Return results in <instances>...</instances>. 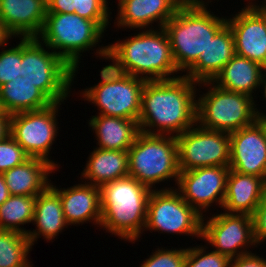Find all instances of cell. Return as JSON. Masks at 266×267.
Returning <instances> with one entry per match:
<instances>
[{
	"instance_id": "39",
	"label": "cell",
	"mask_w": 266,
	"mask_h": 267,
	"mask_svg": "<svg viewBox=\"0 0 266 267\" xmlns=\"http://www.w3.org/2000/svg\"><path fill=\"white\" fill-rule=\"evenodd\" d=\"M12 36L7 27L0 21V47H5Z\"/></svg>"
},
{
	"instance_id": "12",
	"label": "cell",
	"mask_w": 266,
	"mask_h": 267,
	"mask_svg": "<svg viewBox=\"0 0 266 267\" xmlns=\"http://www.w3.org/2000/svg\"><path fill=\"white\" fill-rule=\"evenodd\" d=\"M175 137L180 171L208 166H229V133L205 129L196 123Z\"/></svg>"
},
{
	"instance_id": "43",
	"label": "cell",
	"mask_w": 266,
	"mask_h": 267,
	"mask_svg": "<svg viewBox=\"0 0 266 267\" xmlns=\"http://www.w3.org/2000/svg\"><path fill=\"white\" fill-rule=\"evenodd\" d=\"M247 1H248V0H247ZM250 1H255V0H249V2H248L249 4H248V5H246V6H253V7H257V4H258V3H256V2H254V3H253V2H250Z\"/></svg>"
},
{
	"instance_id": "44",
	"label": "cell",
	"mask_w": 266,
	"mask_h": 267,
	"mask_svg": "<svg viewBox=\"0 0 266 267\" xmlns=\"http://www.w3.org/2000/svg\"><path fill=\"white\" fill-rule=\"evenodd\" d=\"M266 5V0H264V3H262V5H257V7H264Z\"/></svg>"
},
{
	"instance_id": "11",
	"label": "cell",
	"mask_w": 266,
	"mask_h": 267,
	"mask_svg": "<svg viewBox=\"0 0 266 267\" xmlns=\"http://www.w3.org/2000/svg\"><path fill=\"white\" fill-rule=\"evenodd\" d=\"M62 102L37 111L10 115V135L30 158H41L56 169L59 165L49 159L51 146L58 134L57 115Z\"/></svg>"
},
{
	"instance_id": "18",
	"label": "cell",
	"mask_w": 266,
	"mask_h": 267,
	"mask_svg": "<svg viewBox=\"0 0 266 267\" xmlns=\"http://www.w3.org/2000/svg\"><path fill=\"white\" fill-rule=\"evenodd\" d=\"M117 22L118 28L152 29L154 22L158 28L164 27L171 19L179 5L175 0H119Z\"/></svg>"
},
{
	"instance_id": "8",
	"label": "cell",
	"mask_w": 266,
	"mask_h": 267,
	"mask_svg": "<svg viewBox=\"0 0 266 267\" xmlns=\"http://www.w3.org/2000/svg\"><path fill=\"white\" fill-rule=\"evenodd\" d=\"M105 33L94 21L76 13H47L37 37L73 69L77 76L81 53L96 47ZM103 35V36H102Z\"/></svg>"
},
{
	"instance_id": "7",
	"label": "cell",
	"mask_w": 266,
	"mask_h": 267,
	"mask_svg": "<svg viewBox=\"0 0 266 267\" xmlns=\"http://www.w3.org/2000/svg\"><path fill=\"white\" fill-rule=\"evenodd\" d=\"M38 38H22V64L15 78L31 81L52 103L70 95L74 69Z\"/></svg>"
},
{
	"instance_id": "15",
	"label": "cell",
	"mask_w": 266,
	"mask_h": 267,
	"mask_svg": "<svg viewBox=\"0 0 266 267\" xmlns=\"http://www.w3.org/2000/svg\"><path fill=\"white\" fill-rule=\"evenodd\" d=\"M229 135V168L266 181V120H256L252 125Z\"/></svg>"
},
{
	"instance_id": "3",
	"label": "cell",
	"mask_w": 266,
	"mask_h": 267,
	"mask_svg": "<svg viewBox=\"0 0 266 267\" xmlns=\"http://www.w3.org/2000/svg\"><path fill=\"white\" fill-rule=\"evenodd\" d=\"M151 192L152 189L131 176L101 186L100 228L121 240L137 242L145 229Z\"/></svg>"
},
{
	"instance_id": "27",
	"label": "cell",
	"mask_w": 266,
	"mask_h": 267,
	"mask_svg": "<svg viewBox=\"0 0 266 267\" xmlns=\"http://www.w3.org/2000/svg\"><path fill=\"white\" fill-rule=\"evenodd\" d=\"M53 104L31 81L26 78L0 86V110L7 114L37 111Z\"/></svg>"
},
{
	"instance_id": "4",
	"label": "cell",
	"mask_w": 266,
	"mask_h": 267,
	"mask_svg": "<svg viewBox=\"0 0 266 267\" xmlns=\"http://www.w3.org/2000/svg\"><path fill=\"white\" fill-rule=\"evenodd\" d=\"M226 23V17H217L208 6L179 7L163 27L178 71L185 72Z\"/></svg>"
},
{
	"instance_id": "26",
	"label": "cell",
	"mask_w": 266,
	"mask_h": 267,
	"mask_svg": "<svg viewBox=\"0 0 266 267\" xmlns=\"http://www.w3.org/2000/svg\"><path fill=\"white\" fill-rule=\"evenodd\" d=\"M89 155L81 173V179L97 187L129 176L128 150H104L95 148Z\"/></svg>"
},
{
	"instance_id": "20",
	"label": "cell",
	"mask_w": 266,
	"mask_h": 267,
	"mask_svg": "<svg viewBox=\"0 0 266 267\" xmlns=\"http://www.w3.org/2000/svg\"><path fill=\"white\" fill-rule=\"evenodd\" d=\"M234 55V36L226 23L210 40L206 50L185 71V76L197 83L213 81Z\"/></svg>"
},
{
	"instance_id": "22",
	"label": "cell",
	"mask_w": 266,
	"mask_h": 267,
	"mask_svg": "<svg viewBox=\"0 0 266 267\" xmlns=\"http://www.w3.org/2000/svg\"><path fill=\"white\" fill-rule=\"evenodd\" d=\"M54 170L56 168L46 160L29 158L3 175L10 195L37 196L50 186L49 176Z\"/></svg>"
},
{
	"instance_id": "31",
	"label": "cell",
	"mask_w": 266,
	"mask_h": 267,
	"mask_svg": "<svg viewBox=\"0 0 266 267\" xmlns=\"http://www.w3.org/2000/svg\"><path fill=\"white\" fill-rule=\"evenodd\" d=\"M206 246L186 248L184 267H229L230 258L215 251L206 253Z\"/></svg>"
},
{
	"instance_id": "40",
	"label": "cell",
	"mask_w": 266,
	"mask_h": 267,
	"mask_svg": "<svg viewBox=\"0 0 266 267\" xmlns=\"http://www.w3.org/2000/svg\"><path fill=\"white\" fill-rule=\"evenodd\" d=\"M10 196L8 187L3 174H0V205H2Z\"/></svg>"
},
{
	"instance_id": "6",
	"label": "cell",
	"mask_w": 266,
	"mask_h": 267,
	"mask_svg": "<svg viewBox=\"0 0 266 267\" xmlns=\"http://www.w3.org/2000/svg\"><path fill=\"white\" fill-rule=\"evenodd\" d=\"M128 163L129 176L152 190L171 178L177 184L180 170L175 135L139 132L128 149Z\"/></svg>"
},
{
	"instance_id": "13",
	"label": "cell",
	"mask_w": 266,
	"mask_h": 267,
	"mask_svg": "<svg viewBox=\"0 0 266 267\" xmlns=\"http://www.w3.org/2000/svg\"><path fill=\"white\" fill-rule=\"evenodd\" d=\"M205 218L202 217L201 240L213 246V251L232 259L252 253L247 248L257 247L251 215L221 212L210 216L207 222Z\"/></svg>"
},
{
	"instance_id": "10",
	"label": "cell",
	"mask_w": 266,
	"mask_h": 267,
	"mask_svg": "<svg viewBox=\"0 0 266 267\" xmlns=\"http://www.w3.org/2000/svg\"><path fill=\"white\" fill-rule=\"evenodd\" d=\"M202 217L174 187L153 189L147 204L145 229L201 238Z\"/></svg>"
},
{
	"instance_id": "36",
	"label": "cell",
	"mask_w": 266,
	"mask_h": 267,
	"mask_svg": "<svg viewBox=\"0 0 266 267\" xmlns=\"http://www.w3.org/2000/svg\"><path fill=\"white\" fill-rule=\"evenodd\" d=\"M229 267H266V259L258 256L256 253H249L232 258Z\"/></svg>"
},
{
	"instance_id": "41",
	"label": "cell",
	"mask_w": 266,
	"mask_h": 267,
	"mask_svg": "<svg viewBox=\"0 0 266 267\" xmlns=\"http://www.w3.org/2000/svg\"><path fill=\"white\" fill-rule=\"evenodd\" d=\"M180 7H193V6H208L207 2L203 0H175ZM207 4V5H206Z\"/></svg>"
},
{
	"instance_id": "19",
	"label": "cell",
	"mask_w": 266,
	"mask_h": 267,
	"mask_svg": "<svg viewBox=\"0 0 266 267\" xmlns=\"http://www.w3.org/2000/svg\"><path fill=\"white\" fill-rule=\"evenodd\" d=\"M50 187L61 199L63 214L68 225L75 226L93 221V224L100 226L102 212L99 187L85 182L67 189H58L52 183Z\"/></svg>"
},
{
	"instance_id": "35",
	"label": "cell",
	"mask_w": 266,
	"mask_h": 267,
	"mask_svg": "<svg viewBox=\"0 0 266 267\" xmlns=\"http://www.w3.org/2000/svg\"><path fill=\"white\" fill-rule=\"evenodd\" d=\"M253 221V236L255 244L260 246L266 240V191L260 204L251 215Z\"/></svg>"
},
{
	"instance_id": "30",
	"label": "cell",
	"mask_w": 266,
	"mask_h": 267,
	"mask_svg": "<svg viewBox=\"0 0 266 267\" xmlns=\"http://www.w3.org/2000/svg\"><path fill=\"white\" fill-rule=\"evenodd\" d=\"M107 4L108 0H74V13L94 21L105 32L112 14Z\"/></svg>"
},
{
	"instance_id": "34",
	"label": "cell",
	"mask_w": 266,
	"mask_h": 267,
	"mask_svg": "<svg viewBox=\"0 0 266 267\" xmlns=\"http://www.w3.org/2000/svg\"><path fill=\"white\" fill-rule=\"evenodd\" d=\"M186 258V249H166L157 248L145 261L141 263L140 267H184Z\"/></svg>"
},
{
	"instance_id": "1",
	"label": "cell",
	"mask_w": 266,
	"mask_h": 267,
	"mask_svg": "<svg viewBox=\"0 0 266 267\" xmlns=\"http://www.w3.org/2000/svg\"><path fill=\"white\" fill-rule=\"evenodd\" d=\"M197 85L184 74L173 79L146 81L138 120L140 132L177 136L193 127Z\"/></svg>"
},
{
	"instance_id": "17",
	"label": "cell",
	"mask_w": 266,
	"mask_h": 267,
	"mask_svg": "<svg viewBox=\"0 0 266 267\" xmlns=\"http://www.w3.org/2000/svg\"><path fill=\"white\" fill-rule=\"evenodd\" d=\"M46 14L47 0H0V21L13 38H37Z\"/></svg>"
},
{
	"instance_id": "33",
	"label": "cell",
	"mask_w": 266,
	"mask_h": 267,
	"mask_svg": "<svg viewBox=\"0 0 266 267\" xmlns=\"http://www.w3.org/2000/svg\"><path fill=\"white\" fill-rule=\"evenodd\" d=\"M29 158L11 135L0 141V174L23 164Z\"/></svg>"
},
{
	"instance_id": "37",
	"label": "cell",
	"mask_w": 266,
	"mask_h": 267,
	"mask_svg": "<svg viewBox=\"0 0 266 267\" xmlns=\"http://www.w3.org/2000/svg\"><path fill=\"white\" fill-rule=\"evenodd\" d=\"M74 0H47V13H74Z\"/></svg>"
},
{
	"instance_id": "38",
	"label": "cell",
	"mask_w": 266,
	"mask_h": 267,
	"mask_svg": "<svg viewBox=\"0 0 266 267\" xmlns=\"http://www.w3.org/2000/svg\"><path fill=\"white\" fill-rule=\"evenodd\" d=\"M10 135V114L0 110V141Z\"/></svg>"
},
{
	"instance_id": "29",
	"label": "cell",
	"mask_w": 266,
	"mask_h": 267,
	"mask_svg": "<svg viewBox=\"0 0 266 267\" xmlns=\"http://www.w3.org/2000/svg\"><path fill=\"white\" fill-rule=\"evenodd\" d=\"M31 249L27 235L0 230V267H32L28 260Z\"/></svg>"
},
{
	"instance_id": "32",
	"label": "cell",
	"mask_w": 266,
	"mask_h": 267,
	"mask_svg": "<svg viewBox=\"0 0 266 267\" xmlns=\"http://www.w3.org/2000/svg\"><path fill=\"white\" fill-rule=\"evenodd\" d=\"M15 47L0 52V86L8 83L16 77L22 64V38Z\"/></svg>"
},
{
	"instance_id": "14",
	"label": "cell",
	"mask_w": 266,
	"mask_h": 267,
	"mask_svg": "<svg viewBox=\"0 0 266 267\" xmlns=\"http://www.w3.org/2000/svg\"><path fill=\"white\" fill-rule=\"evenodd\" d=\"M229 166H208L180 171L177 191L201 216L215 202L223 207Z\"/></svg>"
},
{
	"instance_id": "23",
	"label": "cell",
	"mask_w": 266,
	"mask_h": 267,
	"mask_svg": "<svg viewBox=\"0 0 266 267\" xmlns=\"http://www.w3.org/2000/svg\"><path fill=\"white\" fill-rule=\"evenodd\" d=\"M32 222L36 229L29 230L27 234L31 246L41 236L47 242L52 241L69 226L63 214L61 199L50 186L36 196Z\"/></svg>"
},
{
	"instance_id": "5",
	"label": "cell",
	"mask_w": 266,
	"mask_h": 267,
	"mask_svg": "<svg viewBox=\"0 0 266 267\" xmlns=\"http://www.w3.org/2000/svg\"><path fill=\"white\" fill-rule=\"evenodd\" d=\"M198 86L209 87L196 99V123L201 127L231 133L256 120H266V113L257 109L253 97L227 91L212 81L201 82Z\"/></svg>"
},
{
	"instance_id": "16",
	"label": "cell",
	"mask_w": 266,
	"mask_h": 267,
	"mask_svg": "<svg viewBox=\"0 0 266 267\" xmlns=\"http://www.w3.org/2000/svg\"><path fill=\"white\" fill-rule=\"evenodd\" d=\"M227 24L234 36L235 54L262 65L266 70V10L244 6Z\"/></svg>"
},
{
	"instance_id": "28",
	"label": "cell",
	"mask_w": 266,
	"mask_h": 267,
	"mask_svg": "<svg viewBox=\"0 0 266 267\" xmlns=\"http://www.w3.org/2000/svg\"><path fill=\"white\" fill-rule=\"evenodd\" d=\"M35 200L36 196L10 195L0 205V230L27 235L29 230L21 228L20 225L33 223Z\"/></svg>"
},
{
	"instance_id": "9",
	"label": "cell",
	"mask_w": 266,
	"mask_h": 267,
	"mask_svg": "<svg viewBox=\"0 0 266 267\" xmlns=\"http://www.w3.org/2000/svg\"><path fill=\"white\" fill-rule=\"evenodd\" d=\"M101 81L82 91L83 98L100 111L97 115L139 120L145 79L102 67Z\"/></svg>"
},
{
	"instance_id": "21",
	"label": "cell",
	"mask_w": 266,
	"mask_h": 267,
	"mask_svg": "<svg viewBox=\"0 0 266 267\" xmlns=\"http://www.w3.org/2000/svg\"><path fill=\"white\" fill-rule=\"evenodd\" d=\"M265 191L266 181L263 178L230 169L223 211L252 215L260 204Z\"/></svg>"
},
{
	"instance_id": "42",
	"label": "cell",
	"mask_w": 266,
	"mask_h": 267,
	"mask_svg": "<svg viewBox=\"0 0 266 267\" xmlns=\"http://www.w3.org/2000/svg\"><path fill=\"white\" fill-rule=\"evenodd\" d=\"M260 86L262 88L263 86V91H264V94H263V98L266 99V70L264 71L263 73V76H262V79H261V83H260Z\"/></svg>"
},
{
	"instance_id": "2",
	"label": "cell",
	"mask_w": 266,
	"mask_h": 267,
	"mask_svg": "<svg viewBox=\"0 0 266 267\" xmlns=\"http://www.w3.org/2000/svg\"><path fill=\"white\" fill-rule=\"evenodd\" d=\"M96 53L97 57L112 60L113 63L109 65L116 71L146 81L179 77L170 41L163 27L144 29L123 41L119 39L113 44L102 45L96 49Z\"/></svg>"
},
{
	"instance_id": "24",
	"label": "cell",
	"mask_w": 266,
	"mask_h": 267,
	"mask_svg": "<svg viewBox=\"0 0 266 267\" xmlns=\"http://www.w3.org/2000/svg\"><path fill=\"white\" fill-rule=\"evenodd\" d=\"M88 122L96 134L97 148L104 150L127 151L140 132L137 121L121 117L95 115Z\"/></svg>"
},
{
	"instance_id": "25",
	"label": "cell",
	"mask_w": 266,
	"mask_h": 267,
	"mask_svg": "<svg viewBox=\"0 0 266 267\" xmlns=\"http://www.w3.org/2000/svg\"><path fill=\"white\" fill-rule=\"evenodd\" d=\"M265 68L257 62L235 54L212 81L222 89L253 97Z\"/></svg>"
}]
</instances>
